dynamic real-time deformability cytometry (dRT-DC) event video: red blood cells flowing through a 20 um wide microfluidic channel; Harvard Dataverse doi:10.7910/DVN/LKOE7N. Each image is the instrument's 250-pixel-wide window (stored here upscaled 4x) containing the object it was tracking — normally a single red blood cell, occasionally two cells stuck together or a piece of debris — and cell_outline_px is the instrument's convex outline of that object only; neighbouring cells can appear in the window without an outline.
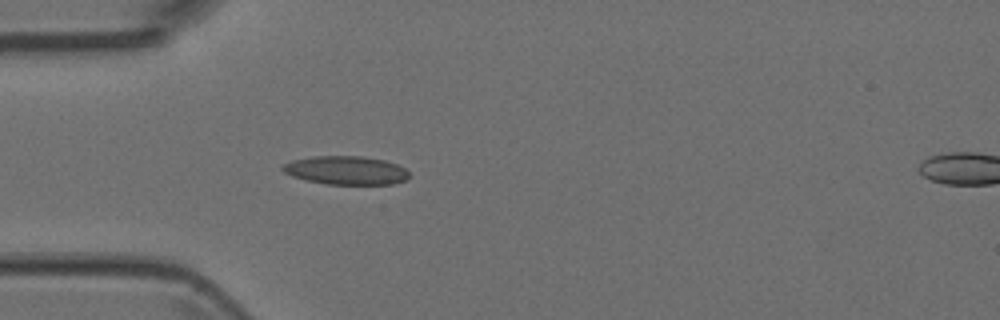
{"species": "Egyptian fruit bat (a non-hibernating species)", "species_latin": "Rousettus aegyptiacus", "temperature_condition": "room temperature", "stored_images_in_passage": 2, "camera_frame_rate_fps": 3000, "um_per_image_px": 0.085, "animal": {"sex": "female"}, "frame": {"image": 1, "passage_image": 2, "time_ms": 0.333, "image_size_px": [1000, 320], "cell_outline_px": [[408, 180], [392, 184], [324, 184], [304, 180], [292, 176], [284, 172], [280, 168], [284, 164], [292, 160], [312, 156], [360, 156], [384, 160], [396, 164], [404, 168], [408, 172]], "centroid_in_image_um": [29.38, 14.48], "position_along_channel_um": 55.6, "area_um2": 21.1}}